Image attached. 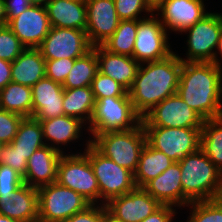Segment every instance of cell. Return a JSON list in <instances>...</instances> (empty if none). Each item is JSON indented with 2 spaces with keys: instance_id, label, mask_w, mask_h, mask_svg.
<instances>
[{
  "instance_id": "6da1fadb",
  "label": "cell",
  "mask_w": 222,
  "mask_h": 222,
  "mask_svg": "<svg viewBox=\"0 0 222 222\" xmlns=\"http://www.w3.org/2000/svg\"><path fill=\"white\" fill-rule=\"evenodd\" d=\"M177 94L204 120L222 117V68L213 62H182Z\"/></svg>"
},
{
  "instance_id": "7a4b0ae2",
  "label": "cell",
  "mask_w": 222,
  "mask_h": 222,
  "mask_svg": "<svg viewBox=\"0 0 222 222\" xmlns=\"http://www.w3.org/2000/svg\"><path fill=\"white\" fill-rule=\"evenodd\" d=\"M182 62L179 55L173 52L163 60L140 64L128 93L141 117L167 97L177 94Z\"/></svg>"
},
{
  "instance_id": "3957f363",
  "label": "cell",
  "mask_w": 222,
  "mask_h": 222,
  "mask_svg": "<svg viewBox=\"0 0 222 222\" xmlns=\"http://www.w3.org/2000/svg\"><path fill=\"white\" fill-rule=\"evenodd\" d=\"M181 170L183 208L191 202L220 198L222 172L198 150L178 162Z\"/></svg>"
},
{
  "instance_id": "277c9868",
  "label": "cell",
  "mask_w": 222,
  "mask_h": 222,
  "mask_svg": "<svg viewBox=\"0 0 222 222\" xmlns=\"http://www.w3.org/2000/svg\"><path fill=\"white\" fill-rule=\"evenodd\" d=\"M91 144L101 154L134 174L138 166L141 150L146 144V134L140 123L131 130L96 134L91 137Z\"/></svg>"
},
{
  "instance_id": "5b68a950",
  "label": "cell",
  "mask_w": 222,
  "mask_h": 222,
  "mask_svg": "<svg viewBox=\"0 0 222 222\" xmlns=\"http://www.w3.org/2000/svg\"><path fill=\"white\" fill-rule=\"evenodd\" d=\"M83 152L89 159L99 186L100 205L136 188L134 174L101 154L87 139Z\"/></svg>"
},
{
  "instance_id": "8992f818",
  "label": "cell",
  "mask_w": 222,
  "mask_h": 222,
  "mask_svg": "<svg viewBox=\"0 0 222 222\" xmlns=\"http://www.w3.org/2000/svg\"><path fill=\"white\" fill-rule=\"evenodd\" d=\"M142 117L135 111L127 92L121 97L95 100L93 115L87 130L92 136L109 131H127L136 128Z\"/></svg>"
},
{
  "instance_id": "52a82bcc",
  "label": "cell",
  "mask_w": 222,
  "mask_h": 222,
  "mask_svg": "<svg viewBox=\"0 0 222 222\" xmlns=\"http://www.w3.org/2000/svg\"><path fill=\"white\" fill-rule=\"evenodd\" d=\"M38 190V222H64L91 205L83 196L57 182Z\"/></svg>"
},
{
  "instance_id": "ba28073f",
  "label": "cell",
  "mask_w": 222,
  "mask_h": 222,
  "mask_svg": "<svg viewBox=\"0 0 222 222\" xmlns=\"http://www.w3.org/2000/svg\"><path fill=\"white\" fill-rule=\"evenodd\" d=\"M56 182L77 192L91 204L99 203L98 181L84 153H65L61 156Z\"/></svg>"
},
{
  "instance_id": "9c48e42d",
  "label": "cell",
  "mask_w": 222,
  "mask_h": 222,
  "mask_svg": "<svg viewBox=\"0 0 222 222\" xmlns=\"http://www.w3.org/2000/svg\"><path fill=\"white\" fill-rule=\"evenodd\" d=\"M146 142L174 162L200 149L201 128L143 127Z\"/></svg>"
},
{
  "instance_id": "30bf717a",
  "label": "cell",
  "mask_w": 222,
  "mask_h": 222,
  "mask_svg": "<svg viewBox=\"0 0 222 222\" xmlns=\"http://www.w3.org/2000/svg\"><path fill=\"white\" fill-rule=\"evenodd\" d=\"M221 31L222 13L209 12L183 31L189 33L186 41L188 48L186 58L179 56L180 59L183 62H213Z\"/></svg>"
},
{
  "instance_id": "8fae6325",
  "label": "cell",
  "mask_w": 222,
  "mask_h": 222,
  "mask_svg": "<svg viewBox=\"0 0 222 222\" xmlns=\"http://www.w3.org/2000/svg\"><path fill=\"white\" fill-rule=\"evenodd\" d=\"M163 23L155 14L138 20L133 58L141 63L159 61L173 53Z\"/></svg>"
},
{
  "instance_id": "7c38bea8",
  "label": "cell",
  "mask_w": 222,
  "mask_h": 222,
  "mask_svg": "<svg viewBox=\"0 0 222 222\" xmlns=\"http://www.w3.org/2000/svg\"><path fill=\"white\" fill-rule=\"evenodd\" d=\"M204 119L178 95L167 97L143 117V127L202 128Z\"/></svg>"
},
{
  "instance_id": "4fadbf2b",
  "label": "cell",
  "mask_w": 222,
  "mask_h": 222,
  "mask_svg": "<svg viewBox=\"0 0 222 222\" xmlns=\"http://www.w3.org/2000/svg\"><path fill=\"white\" fill-rule=\"evenodd\" d=\"M93 48L85 30L51 27L37 47L45 60L77 59Z\"/></svg>"
},
{
  "instance_id": "5bb4252c",
  "label": "cell",
  "mask_w": 222,
  "mask_h": 222,
  "mask_svg": "<svg viewBox=\"0 0 222 222\" xmlns=\"http://www.w3.org/2000/svg\"><path fill=\"white\" fill-rule=\"evenodd\" d=\"M87 37L91 45L100 46L117 29L120 19L115 9L114 0H85Z\"/></svg>"
},
{
  "instance_id": "9a60e30c",
  "label": "cell",
  "mask_w": 222,
  "mask_h": 222,
  "mask_svg": "<svg viewBox=\"0 0 222 222\" xmlns=\"http://www.w3.org/2000/svg\"><path fill=\"white\" fill-rule=\"evenodd\" d=\"M107 211L122 222H141L154 213L161 204L143 188L111 199L105 204Z\"/></svg>"
},
{
  "instance_id": "2e32d148",
  "label": "cell",
  "mask_w": 222,
  "mask_h": 222,
  "mask_svg": "<svg viewBox=\"0 0 222 222\" xmlns=\"http://www.w3.org/2000/svg\"><path fill=\"white\" fill-rule=\"evenodd\" d=\"M7 26L26 48H37L51 28L46 7L38 5L28 7Z\"/></svg>"
},
{
  "instance_id": "e0dca14e",
  "label": "cell",
  "mask_w": 222,
  "mask_h": 222,
  "mask_svg": "<svg viewBox=\"0 0 222 222\" xmlns=\"http://www.w3.org/2000/svg\"><path fill=\"white\" fill-rule=\"evenodd\" d=\"M155 15L166 30L182 33L193 26L209 12L205 9L204 0H166ZM160 15V16H159Z\"/></svg>"
},
{
  "instance_id": "ac0fdd59",
  "label": "cell",
  "mask_w": 222,
  "mask_h": 222,
  "mask_svg": "<svg viewBox=\"0 0 222 222\" xmlns=\"http://www.w3.org/2000/svg\"><path fill=\"white\" fill-rule=\"evenodd\" d=\"M32 117L36 120H47L64 115L62 84L46 76L32 87Z\"/></svg>"
},
{
  "instance_id": "d6986e66",
  "label": "cell",
  "mask_w": 222,
  "mask_h": 222,
  "mask_svg": "<svg viewBox=\"0 0 222 222\" xmlns=\"http://www.w3.org/2000/svg\"><path fill=\"white\" fill-rule=\"evenodd\" d=\"M38 190L22 184L14 193L0 194V214L20 222H38Z\"/></svg>"
},
{
  "instance_id": "ffe728a7",
  "label": "cell",
  "mask_w": 222,
  "mask_h": 222,
  "mask_svg": "<svg viewBox=\"0 0 222 222\" xmlns=\"http://www.w3.org/2000/svg\"><path fill=\"white\" fill-rule=\"evenodd\" d=\"M62 155L48 145L36 150L28 159L24 183L38 189L56 182L57 166Z\"/></svg>"
},
{
  "instance_id": "44dd1931",
  "label": "cell",
  "mask_w": 222,
  "mask_h": 222,
  "mask_svg": "<svg viewBox=\"0 0 222 222\" xmlns=\"http://www.w3.org/2000/svg\"><path fill=\"white\" fill-rule=\"evenodd\" d=\"M96 55L98 71L111 77L129 91L137 76L140 63L133 57L109 52L102 45L96 46Z\"/></svg>"
},
{
  "instance_id": "7402d4cb",
  "label": "cell",
  "mask_w": 222,
  "mask_h": 222,
  "mask_svg": "<svg viewBox=\"0 0 222 222\" xmlns=\"http://www.w3.org/2000/svg\"><path fill=\"white\" fill-rule=\"evenodd\" d=\"M161 205L183 207L181 170L178 162L142 187Z\"/></svg>"
},
{
  "instance_id": "603a6c76",
  "label": "cell",
  "mask_w": 222,
  "mask_h": 222,
  "mask_svg": "<svg viewBox=\"0 0 222 222\" xmlns=\"http://www.w3.org/2000/svg\"><path fill=\"white\" fill-rule=\"evenodd\" d=\"M39 121L42 126L45 144L62 154H65V152L63 148L61 149V146L64 145L65 147L72 141L78 140L82 136L81 133H83L81 132L82 126L84 129L86 126L80 119L67 115Z\"/></svg>"
},
{
  "instance_id": "cb8c5ba5",
  "label": "cell",
  "mask_w": 222,
  "mask_h": 222,
  "mask_svg": "<svg viewBox=\"0 0 222 222\" xmlns=\"http://www.w3.org/2000/svg\"><path fill=\"white\" fill-rule=\"evenodd\" d=\"M45 7L51 27L86 31L85 0H50Z\"/></svg>"
},
{
  "instance_id": "d4e9b609",
  "label": "cell",
  "mask_w": 222,
  "mask_h": 222,
  "mask_svg": "<svg viewBox=\"0 0 222 222\" xmlns=\"http://www.w3.org/2000/svg\"><path fill=\"white\" fill-rule=\"evenodd\" d=\"M46 60L37 48L25 50L11 63V79L15 83L32 87L46 76Z\"/></svg>"
},
{
  "instance_id": "484cf974",
  "label": "cell",
  "mask_w": 222,
  "mask_h": 222,
  "mask_svg": "<svg viewBox=\"0 0 222 222\" xmlns=\"http://www.w3.org/2000/svg\"><path fill=\"white\" fill-rule=\"evenodd\" d=\"M175 162L163 152L152 148L147 142L141 150L134 182L137 188H142L147 182L166 171Z\"/></svg>"
},
{
  "instance_id": "4316f807",
  "label": "cell",
  "mask_w": 222,
  "mask_h": 222,
  "mask_svg": "<svg viewBox=\"0 0 222 222\" xmlns=\"http://www.w3.org/2000/svg\"><path fill=\"white\" fill-rule=\"evenodd\" d=\"M62 105L64 115L78 118L89 125L95 107V98L91 86L64 88Z\"/></svg>"
},
{
  "instance_id": "83f0119b",
  "label": "cell",
  "mask_w": 222,
  "mask_h": 222,
  "mask_svg": "<svg viewBox=\"0 0 222 222\" xmlns=\"http://www.w3.org/2000/svg\"><path fill=\"white\" fill-rule=\"evenodd\" d=\"M10 144L28 160L36 150L46 145L40 121L34 117H24Z\"/></svg>"
},
{
  "instance_id": "f1b7e54d",
  "label": "cell",
  "mask_w": 222,
  "mask_h": 222,
  "mask_svg": "<svg viewBox=\"0 0 222 222\" xmlns=\"http://www.w3.org/2000/svg\"><path fill=\"white\" fill-rule=\"evenodd\" d=\"M0 108L23 117H32L31 87L11 81L0 90Z\"/></svg>"
},
{
  "instance_id": "f546056e",
  "label": "cell",
  "mask_w": 222,
  "mask_h": 222,
  "mask_svg": "<svg viewBox=\"0 0 222 222\" xmlns=\"http://www.w3.org/2000/svg\"><path fill=\"white\" fill-rule=\"evenodd\" d=\"M200 150L222 172V117L204 120L201 128Z\"/></svg>"
},
{
  "instance_id": "4dcf8cb0",
  "label": "cell",
  "mask_w": 222,
  "mask_h": 222,
  "mask_svg": "<svg viewBox=\"0 0 222 222\" xmlns=\"http://www.w3.org/2000/svg\"><path fill=\"white\" fill-rule=\"evenodd\" d=\"M97 71L98 58L94 46L86 54L74 60L73 67L62 86L69 89L91 86Z\"/></svg>"
},
{
  "instance_id": "1f68e13d",
  "label": "cell",
  "mask_w": 222,
  "mask_h": 222,
  "mask_svg": "<svg viewBox=\"0 0 222 222\" xmlns=\"http://www.w3.org/2000/svg\"><path fill=\"white\" fill-rule=\"evenodd\" d=\"M138 20H120L114 34L102 46L109 52L133 57Z\"/></svg>"
},
{
  "instance_id": "d6a6232c",
  "label": "cell",
  "mask_w": 222,
  "mask_h": 222,
  "mask_svg": "<svg viewBox=\"0 0 222 222\" xmlns=\"http://www.w3.org/2000/svg\"><path fill=\"white\" fill-rule=\"evenodd\" d=\"M191 213L187 222H222V200L220 198L191 202ZM189 220V221H188Z\"/></svg>"
},
{
  "instance_id": "836d02e7",
  "label": "cell",
  "mask_w": 222,
  "mask_h": 222,
  "mask_svg": "<svg viewBox=\"0 0 222 222\" xmlns=\"http://www.w3.org/2000/svg\"><path fill=\"white\" fill-rule=\"evenodd\" d=\"M91 89L95 100L106 97H121L128 92L117 81L99 71L92 80Z\"/></svg>"
},
{
  "instance_id": "e575fe53",
  "label": "cell",
  "mask_w": 222,
  "mask_h": 222,
  "mask_svg": "<svg viewBox=\"0 0 222 222\" xmlns=\"http://www.w3.org/2000/svg\"><path fill=\"white\" fill-rule=\"evenodd\" d=\"M25 48L7 25L0 26V59L12 63Z\"/></svg>"
},
{
  "instance_id": "d590c367",
  "label": "cell",
  "mask_w": 222,
  "mask_h": 222,
  "mask_svg": "<svg viewBox=\"0 0 222 222\" xmlns=\"http://www.w3.org/2000/svg\"><path fill=\"white\" fill-rule=\"evenodd\" d=\"M114 3L120 20H142L147 18V15L151 16L153 14L144 0H114ZM141 12L148 14L141 17Z\"/></svg>"
},
{
  "instance_id": "8d00e7d4",
  "label": "cell",
  "mask_w": 222,
  "mask_h": 222,
  "mask_svg": "<svg viewBox=\"0 0 222 222\" xmlns=\"http://www.w3.org/2000/svg\"><path fill=\"white\" fill-rule=\"evenodd\" d=\"M24 117L0 108V142L9 144L15 138Z\"/></svg>"
},
{
  "instance_id": "74e56055",
  "label": "cell",
  "mask_w": 222,
  "mask_h": 222,
  "mask_svg": "<svg viewBox=\"0 0 222 222\" xmlns=\"http://www.w3.org/2000/svg\"><path fill=\"white\" fill-rule=\"evenodd\" d=\"M27 162L28 160L17 150H14L10 143L2 146L0 151V164L10 166L23 178L26 175Z\"/></svg>"
},
{
  "instance_id": "f35d334b",
  "label": "cell",
  "mask_w": 222,
  "mask_h": 222,
  "mask_svg": "<svg viewBox=\"0 0 222 222\" xmlns=\"http://www.w3.org/2000/svg\"><path fill=\"white\" fill-rule=\"evenodd\" d=\"M74 60L68 58L46 60V77L63 84L73 67Z\"/></svg>"
},
{
  "instance_id": "ab89813d",
  "label": "cell",
  "mask_w": 222,
  "mask_h": 222,
  "mask_svg": "<svg viewBox=\"0 0 222 222\" xmlns=\"http://www.w3.org/2000/svg\"><path fill=\"white\" fill-rule=\"evenodd\" d=\"M22 184L23 177L8 165L0 164V194L14 193Z\"/></svg>"
},
{
  "instance_id": "60d3db41",
  "label": "cell",
  "mask_w": 222,
  "mask_h": 222,
  "mask_svg": "<svg viewBox=\"0 0 222 222\" xmlns=\"http://www.w3.org/2000/svg\"><path fill=\"white\" fill-rule=\"evenodd\" d=\"M106 210L105 205L91 204L85 210L74 214L64 222H101L102 214Z\"/></svg>"
},
{
  "instance_id": "b9f144b4",
  "label": "cell",
  "mask_w": 222,
  "mask_h": 222,
  "mask_svg": "<svg viewBox=\"0 0 222 222\" xmlns=\"http://www.w3.org/2000/svg\"><path fill=\"white\" fill-rule=\"evenodd\" d=\"M173 207L171 205H161L154 213L141 222H172L177 213Z\"/></svg>"
},
{
  "instance_id": "7bdbcfd3",
  "label": "cell",
  "mask_w": 222,
  "mask_h": 222,
  "mask_svg": "<svg viewBox=\"0 0 222 222\" xmlns=\"http://www.w3.org/2000/svg\"><path fill=\"white\" fill-rule=\"evenodd\" d=\"M7 23L31 6L29 0H4Z\"/></svg>"
},
{
  "instance_id": "ee69618b",
  "label": "cell",
  "mask_w": 222,
  "mask_h": 222,
  "mask_svg": "<svg viewBox=\"0 0 222 222\" xmlns=\"http://www.w3.org/2000/svg\"><path fill=\"white\" fill-rule=\"evenodd\" d=\"M11 81V62L0 59V90Z\"/></svg>"
},
{
  "instance_id": "f6af8a7d",
  "label": "cell",
  "mask_w": 222,
  "mask_h": 222,
  "mask_svg": "<svg viewBox=\"0 0 222 222\" xmlns=\"http://www.w3.org/2000/svg\"><path fill=\"white\" fill-rule=\"evenodd\" d=\"M148 9L155 14L156 11L166 2V0H144Z\"/></svg>"
},
{
  "instance_id": "bcb514c9",
  "label": "cell",
  "mask_w": 222,
  "mask_h": 222,
  "mask_svg": "<svg viewBox=\"0 0 222 222\" xmlns=\"http://www.w3.org/2000/svg\"><path fill=\"white\" fill-rule=\"evenodd\" d=\"M217 51L215 52V56H214V60H213V63L215 64V65H217L219 68H222L221 66V61H220V59H219V56H218V54L217 53H219L220 55H221V57H222V31H221V35H220V39H219V41H218V46H217V49H216Z\"/></svg>"
},
{
  "instance_id": "7dc6e473",
  "label": "cell",
  "mask_w": 222,
  "mask_h": 222,
  "mask_svg": "<svg viewBox=\"0 0 222 222\" xmlns=\"http://www.w3.org/2000/svg\"><path fill=\"white\" fill-rule=\"evenodd\" d=\"M7 25L4 0H0V26Z\"/></svg>"
},
{
  "instance_id": "c3c4849f",
  "label": "cell",
  "mask_w": 222,
  "mask_h": 222,
  "mask_svg": "<svg viewBox=\"0 0 222 222\" xmlns=\"http://www.w3.org/2000/svg\"><path fill=\"white\" fill-rule=\"evenodd\" d=\"M101 222H122L111 215L107 210L102 214Z\"/></svg>"
},
{
  "instance_id": "681fc988",
  "label": "cell",
  "mask_w": 222,
  "mask_h": 222,
  "mask_svg": "<svg viewBox=\"0 0 222 222\" xmlns=\"http://www.w3.org/2000/svg\"><path fill=\"white\" fill-rule=\"evenodd\" d=\"M50 0H29L31 5L46 6Z\"/></svg>"
},
{
  "instance_id": "f907efd6",
  "label": "cell",
  "mask_w": 222,
  "mask_h": 222,
  "mask_svg": "<svg viewBox=\"0 0 222 222\" xmlns=\"http://www.w3.org/2000/svg\"><path fill=\"white\" fill-rule=\"evenodd\" d=\"M0 222H20L0 214Z\"/></svg>"
},
{
  "instance_id": "816d5d0a",
  "label": "cell",
  "mask_w": 222,
  "mask_h": 222,
  "mask_svg": "<svg viewBox=\"0 0 222 222\" xmlns=\"http://www.w3.org/2000/svg\"><path fill=\"white\" fill-rule=\"evenodd\" d=\"M3 145H4V144H3L2 142H0V151H1V148H2Z\"/></svg>"
}]
</instances>
